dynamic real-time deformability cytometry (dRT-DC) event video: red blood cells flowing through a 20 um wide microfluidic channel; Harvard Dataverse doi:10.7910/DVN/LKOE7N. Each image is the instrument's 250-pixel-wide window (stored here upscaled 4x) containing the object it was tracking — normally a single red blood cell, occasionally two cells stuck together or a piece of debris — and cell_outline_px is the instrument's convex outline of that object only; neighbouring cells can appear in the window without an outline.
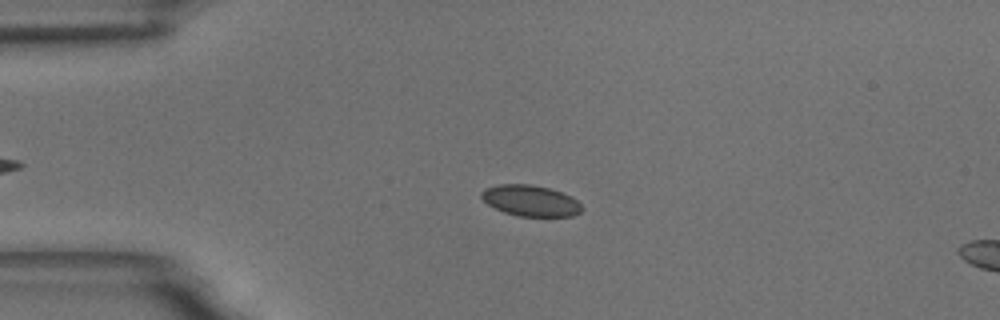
{"species": "common noctule bat (a hibernating species)", "species_latin": "Nyctalus noctula", "temperature_condition": "room temperature", "stored_images_in_passage": 55, "camera_frame_rate_fps": 3000, "um_per_image_px": 0.085, "animal": {"sex": "male", "body_mass_g": 18.8}, "frame": {"image": 1, "passage_image": 13, "time_ms": 4.0, "image_size_px": [1000, 320], "cell_outline_px": [[584, 208], [580, 212], [572, 216], [520, 216], [504, 212], [488, 204], [480, 196], [480, 192], [484, 188], [500, 184], [532, 184], [548, 188], [572, 196]], "centroid_in_image_um": [45.09, 17.05], "position_along_channel_um": 39.9, "area_um2": 18.09}}
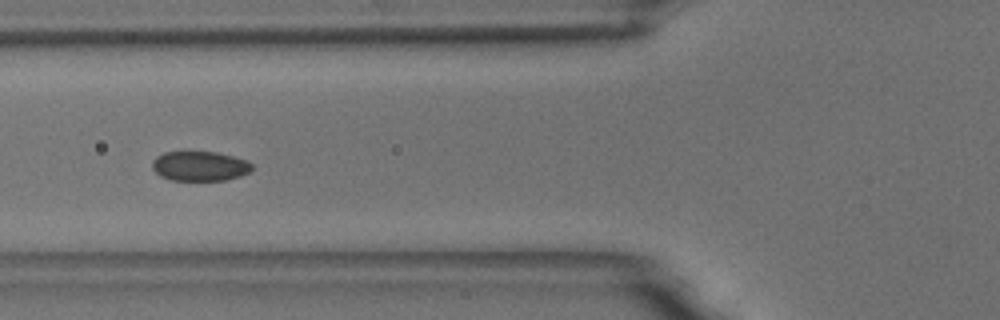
{"frame": {"image": 2, "passage_image": 21, "time_ms": 6.667, "image_size_px": [1000, 320], "cell_outline_px": [[252, 168], [248, 172], [240, 176], [224, 180], [172, 180], [160, 176], [152, 168], [152, 160], [156, 156], [164, 152], [216, 152], [248, 160], [252, 164]], "centroid_in_image_um": [16.97, 14.11], "position_along_channel_um": 108.8, "area_um2": 17.22}}
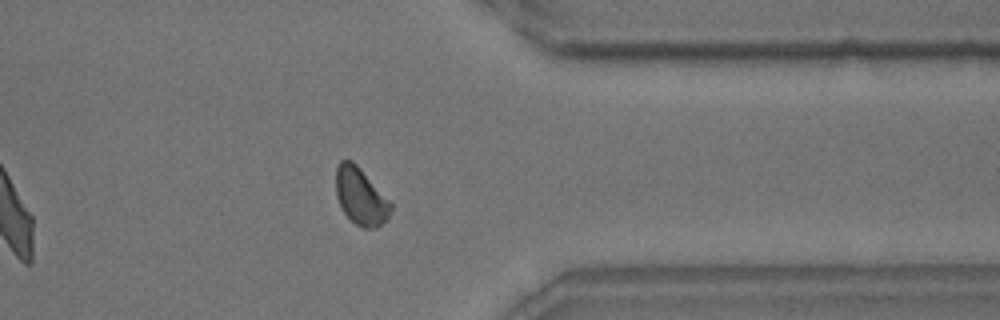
{"frame": {"image": 3, "passage_image": 44, "time_ms": 14.333, "image_size_px": [1000, 320], "cell_outline_px": [[392, 208], [388, 220], [376, 228], [364, 228], [356, 224], [344, 212], [336, 196], [336, 168], [340, 160], [352, 160], [360, 168], [392, 204]], "centroid_in_image_um": [30.66, 16.7], "position_along_channel_um": 380.7, "area_um2": 18.03}, "authors_computed_cell_mechanics": {"area_um2": 18.1492, "velocity_mm_per_s": 3.6551, "shape_relaxation_time_tau1_ms": 3.5109, "shape_relaxation_time_tau2_ms": 3.8024, "deformation_change_tau1": 0.0595, "deformation_change_tau2": 0.0475}}